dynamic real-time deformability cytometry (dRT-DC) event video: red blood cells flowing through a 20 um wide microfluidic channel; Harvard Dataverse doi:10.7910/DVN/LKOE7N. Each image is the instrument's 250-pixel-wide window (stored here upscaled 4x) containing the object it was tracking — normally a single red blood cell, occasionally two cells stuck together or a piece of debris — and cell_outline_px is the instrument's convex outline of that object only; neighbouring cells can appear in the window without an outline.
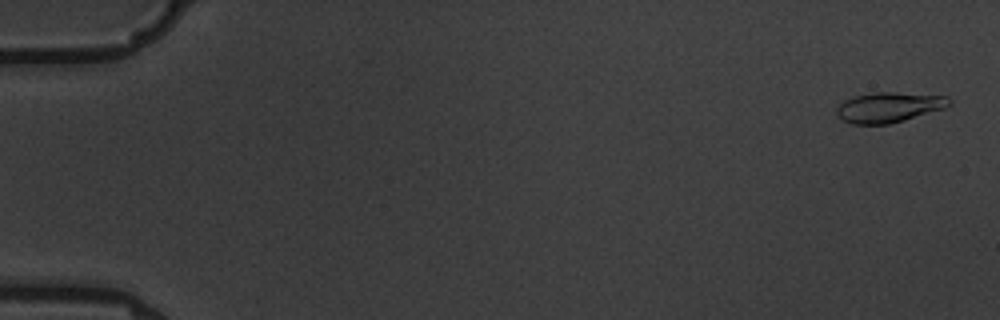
{"species": "common noctule bat (a hibernating species)", "species_latin": "Nyctalus noctula", "temperature_condition": "warm", "stored_images_in_passage": 5, "camera_frame_rate_fps": 3000, "um_per_image_px": 0.085, "animal": {"sex": "male", "body_mass_g": 19.5, "forearm_length_mm": 54.6}, "frame": {"image": 1, "passage_image": 1, "time_ms": 0.0, "image_size_px": [1000, 320], "cell_outline_px": [[952, 104], [944, 108], [904, 120], [888, 124], [852, 124], [844, 120], [836, 112], [836, 108], [844, 100], [852, 96], [872, 92], [892, 92], [948, 96], [952, 100]], "centroid_in_image_um": [75.56, 9.1], "position_along_channel_um": 9.4, "area_um2": 19.77}}
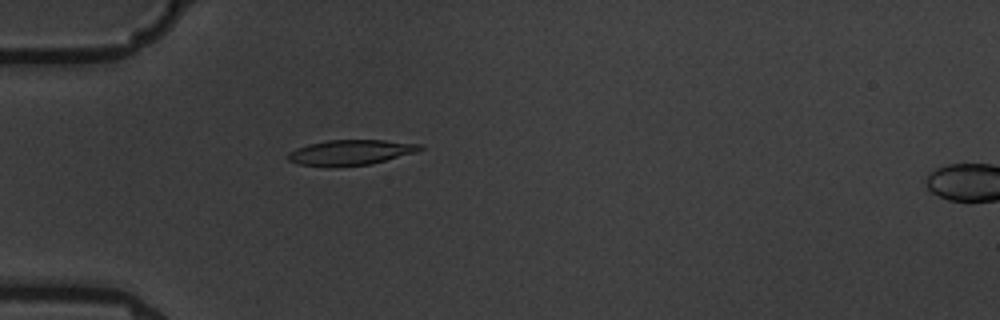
{"frame": {"image": 2, "passage_image": 5, "time_ms": 5.333, "image_size_px": [1000, 320], "cell_outline_px": [[424, 148], [416, 152], [372, 164], [300, 164], [288, 160], [288, 152], [296, 148], [308, 144], [328, 140], [384, 140], [424, 144]], "centroid_in_image_um": [29.89, 12.91], "position_along_channel_um": 55.1, "area_um2": 18.73}}